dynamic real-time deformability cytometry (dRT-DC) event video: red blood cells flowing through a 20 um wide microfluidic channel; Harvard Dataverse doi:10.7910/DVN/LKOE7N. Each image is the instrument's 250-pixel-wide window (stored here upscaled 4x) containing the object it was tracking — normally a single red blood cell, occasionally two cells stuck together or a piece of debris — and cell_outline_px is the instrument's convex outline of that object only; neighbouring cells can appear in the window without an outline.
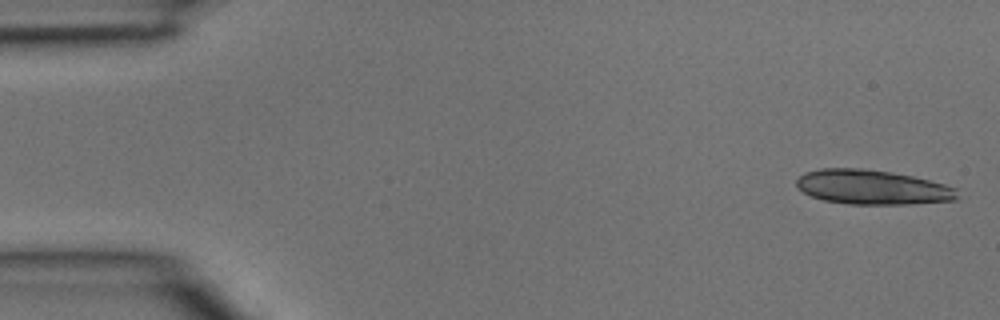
{"species": "common noctule bat (a hibernating species)", "species_latin": "Nyctalus noctula", "temperature_condition": "room temperature", "stored_images_in_passage": 5, "camera_frame_rate_fps": 3000, "um_per_image_px": 0.085, "animal": {"sex": "male", "body_mass_g": 15.6}, "frame": {"image": 1, "passage_image": 1, "time_ms": 0.0, "image_size_px": [1000, 320], "cell_outline_px": [[960, 200], [912, 204], [848, 204], [824, 200], [812, 196], [804, 192], [796, 184], [796, 180], [804, 172], [820, 168], [864, 168], [892, 172], [912, 176], [944, 184], [956, 188]], "centroid_in_image_um": [74.18, 15.91], "position_along_channel_um": 10.8, "area_um2": 32.54}}